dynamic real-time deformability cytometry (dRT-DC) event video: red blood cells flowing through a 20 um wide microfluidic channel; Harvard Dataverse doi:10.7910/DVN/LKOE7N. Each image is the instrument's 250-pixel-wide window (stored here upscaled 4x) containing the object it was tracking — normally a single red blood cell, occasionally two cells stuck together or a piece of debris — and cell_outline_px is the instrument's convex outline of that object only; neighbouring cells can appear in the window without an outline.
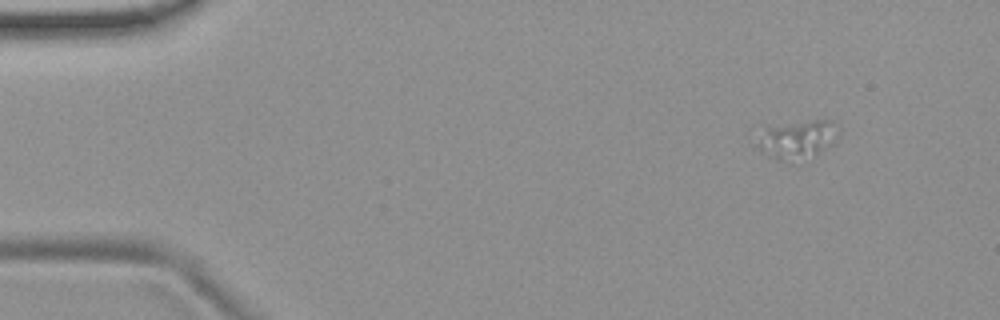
{"species": "common noctule bat (a hibernating species)", "species_latin": "Nyctalus noctula", "temperature_condition": "room temperature", "stored_images_in_passage": 49, "camera_frame_rate_fps": 3000, "um_per_image_px": 0.085, "animal": {"sex": "female", "body_mass_g": 19.9}, "frame": {"image": 1, "passage_image": 1, "time_ms": 0.0, "image_size_px": [1000, 320], "cell_outline_px": [[836, 144], [816, 152], [780, 160], [772, 156], [760, 148], [756, 144], [768, 128], [808, 120], [832, 120], [836, 132]], "centroid_in_image_um": [67.85, 11.79], "position_along_channel_um": 17.2, "area_um2": 16.42}}
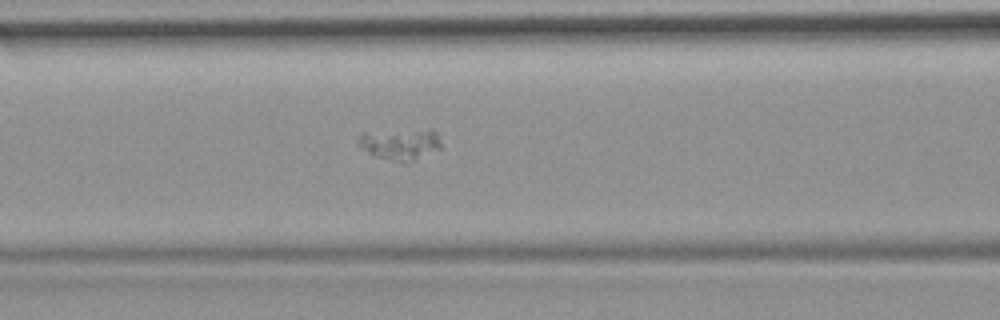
{"frame": {"image": 2, "passage_image": 18, "time_ms": 5.667, "image_size_px": [1000, 320], "cell_outline_px": [[440, 148], [416, 160], [404, 164], [372, 156], [360, 148], [356, 144], [360, 136], [364, 132], [428, 128], [432, 128], [436, 132], [440, 140]], "centroid_in_image_um": [34.0, 12.25], "position_along_channel_um": 132.6, "area_um2": 15.72}}
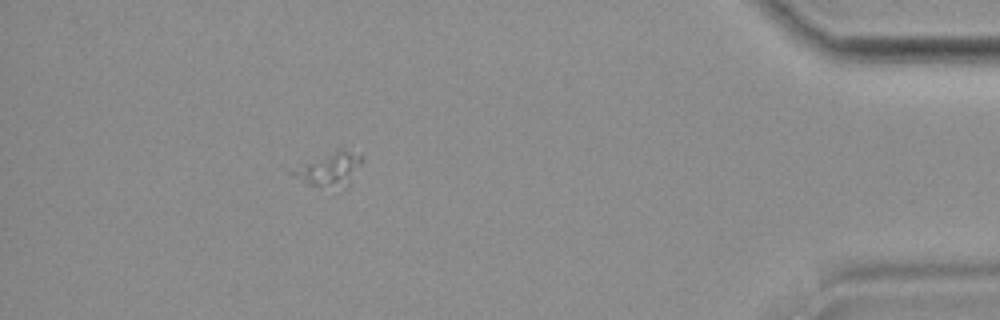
{"frame": {"image": 3, "passage_image": 44, "time_ms": 14.333, "image_size_px": [1000, 320], "cell_outline_px": [[364, 156], [360, 164], [348, 184], [340, 192], [308, 184], [288, 172], [304, 164], [340, 148]], "centroid_in_image_um": [28.05, 14.45], "position_along_channel_um": 407.2, "area_um2": 13.41}}